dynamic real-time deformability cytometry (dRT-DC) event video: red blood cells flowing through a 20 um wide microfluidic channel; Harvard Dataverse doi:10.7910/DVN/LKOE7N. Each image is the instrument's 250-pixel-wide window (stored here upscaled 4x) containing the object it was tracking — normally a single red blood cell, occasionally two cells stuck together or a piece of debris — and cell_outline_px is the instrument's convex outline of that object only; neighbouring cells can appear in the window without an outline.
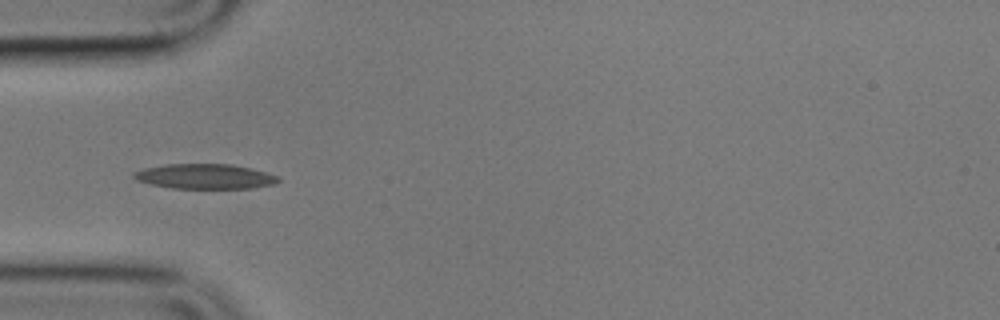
{"species": "common noctule bat (a hibernating species)", "species_latin": "Nyctalus noctula", "temperature_condition": "cold", "stored_images_in_passage": 10, "camera_frame_rate_fps": 3000, "um_per_image_px": 0.085, "animal": {"sex": "male", "body_mass_g": 17.9}, "frame": {"image": 1, "passage_image": 4, "time_ms": 5.0, "image_size_px": [1000, 320], "cell_outline_px": [[280, 180], [276, 184], [252, 188], [172, 188], [152, 184], [136, 180], [132, 176], [132, 172], [144, 168], [168, 164], [232, 164], [252, 168], [268, 172], [280, 176]], "centroid_in_image_um": [17.47, 14.99], "position_along_channel_um": 67.5, "area_um2": 21.15}}
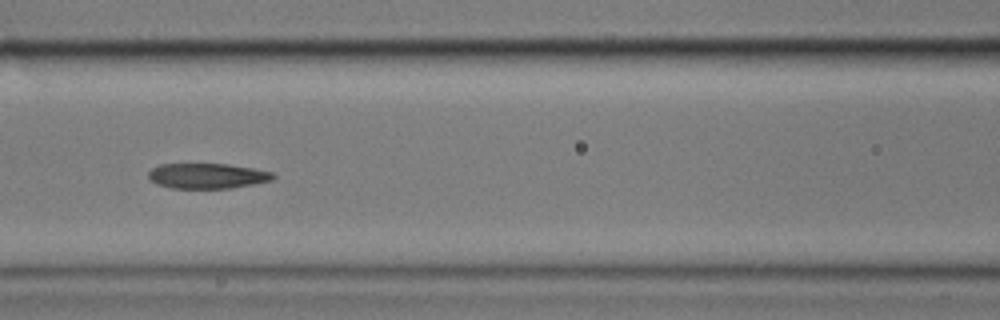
{"frame": {"image": 2, "passage_image": 6, "time_ms": 7.333, "image_size_px": [1000, 320], "cell_outline_px": [[276, 176], [272, 180], [232, 188], [172, 188], [156, 184], [148, 180], [148, 172], [152, 168], [160, 164], [228, 164], [252, 168], [272, 172]], "centroid_in_image_um": [17.58, 14.95], "position_along_channel_um": 149.0, "area_um2": 18.38}}
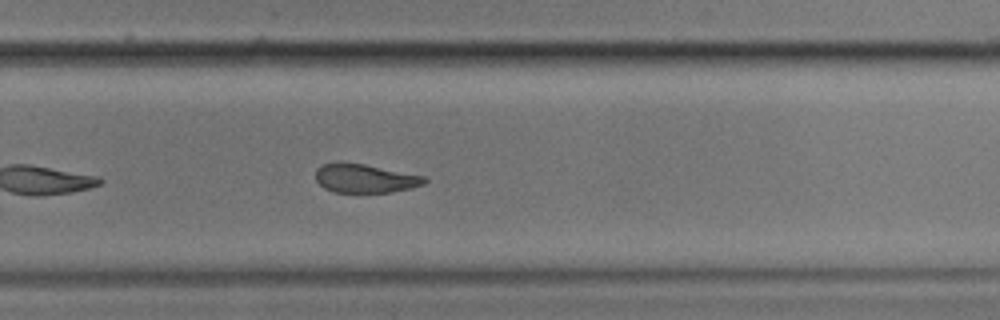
{"frame": {"image": 3, "passage_image": 10, "time_ms": 11.667, "image_size_px": [1000, 320], "cell_outline_px": [[428, 180], [424, 184], [412, 188], [392, 192], [336, 192], [324, 188], [316, 180], [316, 168], [320, 164], [340, 160], [364, 164], [424, 176]], "centroid_in_image_um": [30.98, 15.14], "position_along_channel_um": 298.8, "area_um2": 18.5}}